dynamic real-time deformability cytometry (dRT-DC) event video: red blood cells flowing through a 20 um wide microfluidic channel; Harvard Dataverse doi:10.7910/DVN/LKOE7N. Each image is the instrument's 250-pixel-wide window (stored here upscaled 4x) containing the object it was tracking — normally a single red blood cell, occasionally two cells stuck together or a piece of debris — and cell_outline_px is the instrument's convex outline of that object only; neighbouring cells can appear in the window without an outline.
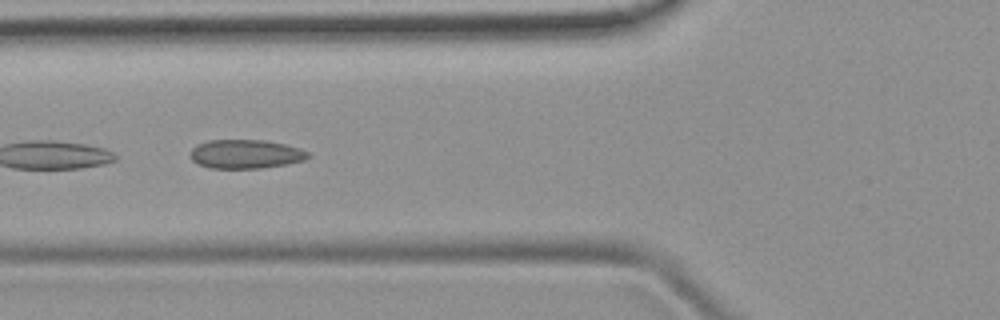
{"species": "common noctule bat (a hibernating species)", "species_latin": "Nyctalus noctula", "temperature_condition": "room temperature", "stored_images_in_passage": 6, "camera_frame_rate_fps": 3000, "um_per_image_px": 0.085, "animal": {"sex": "female", "body_mass_g": 19.9}, "frame": {"image": 1, "passage_image": 4, "time_ms": 4.333, "image_size_px": [1000, 320], "cell_outline_px": [[312, 156], [304, 160], [288, 164], [260, 168], [208, 168], [196, 164], [188, 156], [188, 152], [196, 144], [208, 140], [264, 140], [284, 144], [300, 148], [308, 152]], "centroid_in_image_um": [20.83, 13.1], "position_along_channel_um": 105.0, "area_um2": 20.17}}
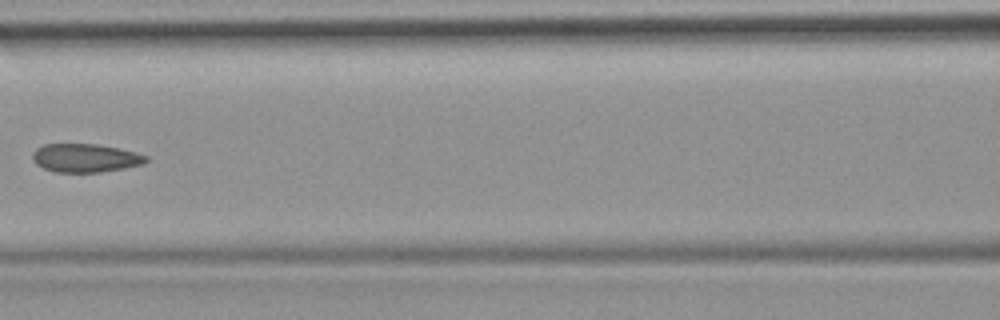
{"frame": {"image": 2, "passage_image": 5, "time_ms": 5.667, "image_size_px": [1000, 320], "cell_outline_px": [[148, 160], [144, 164], [124, 168], [100, 172], [56, 172], [44, 168], [36, 164], [32, 160], [32, 152], [36, 148], [44, 144], [96, 144], [120, 148], [136, 152], [148, 156]], "centroid_in_image_um": [7.26, 13.42], "position_along_channel_um": 159.3, "area_um2": 18.96}}
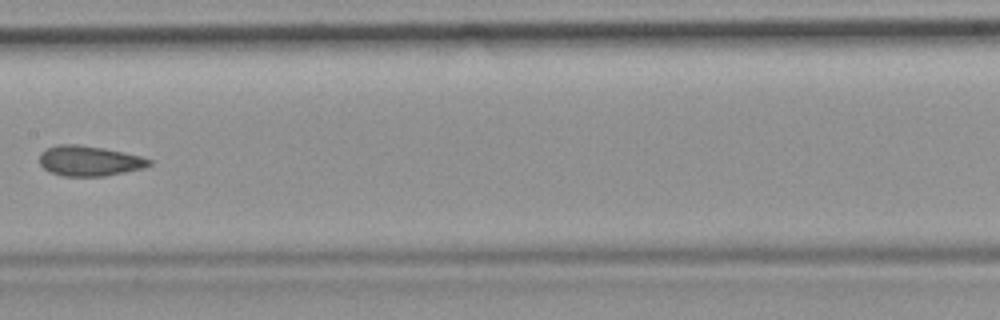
{"frame": {"image": 3, "passage_image": 6, "time_ms": 6.667, "image_size_px": [1000, 320], "cell_outline_px": [[152, 164], [144, 168], [104, 176], [64, 176], [52, 172], [44, 168], [40, 164], [40, 152], [44, 148], [56, 144], [76, 144], [104, 148], [124, 152], [140, 156], [152, 160]], "centroid_in_image_um": [7.58, 13.66], "position_along_channel_um": 199.8, "area_um2": 19.36}}